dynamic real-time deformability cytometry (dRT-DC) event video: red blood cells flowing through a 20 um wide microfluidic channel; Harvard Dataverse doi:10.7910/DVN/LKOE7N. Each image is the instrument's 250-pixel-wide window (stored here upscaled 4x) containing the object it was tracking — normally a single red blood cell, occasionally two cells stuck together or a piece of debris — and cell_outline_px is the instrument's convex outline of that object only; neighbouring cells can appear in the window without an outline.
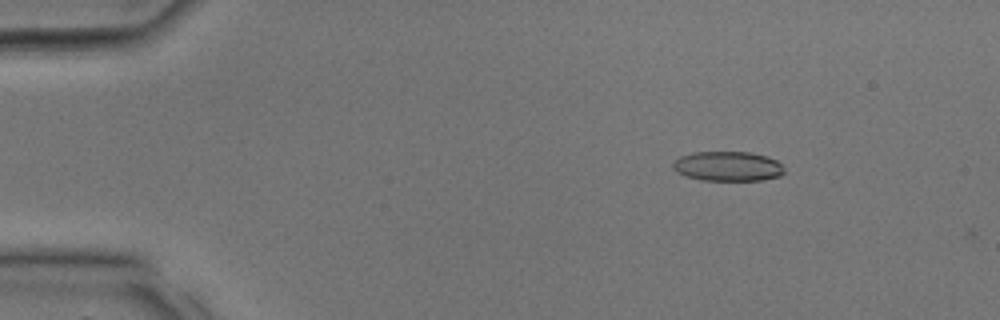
{"species": "common noctule bat (a hibernating species)", "species_latin": "Nyctalus noctula", "temperature_condition": "room temperature", "stored_images_in_passage": 19, "camera_frame_rate_fps": 3000, "um_per_image_px": 0.085, "animal": {"sex": "male", "body_mass_g": 17.9, "forearm_length_mm": 54.2}, "frame": {"image": 1, "passage_image": 4, "time_ms": 1.0, "image_size_px": [1000, 320], "cell_outline_px": [[784, 172], [780, 176], [764, 180], [700, 180], [676, 172], [672, 168], [672, 164], [680, 156], [692, 152], [748, 152], [764, 156], [776, 160], [784, 168]], "centroid_in_image_um": [61.85, 14.13], "position_along_channel_um": 23.2, "area_um2": 19.19}}
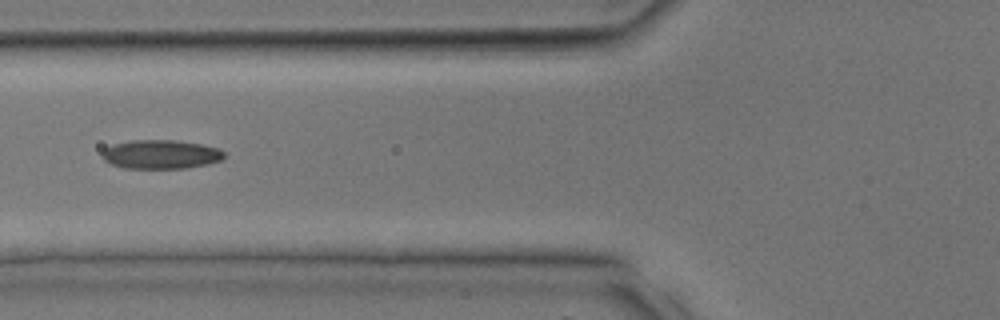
{"frame": {"image": 2, "passage_image": 12, "time_ms": 3.667, "image_size_px": [1000, 320], "cell_outline_px": [[224, 156], [220, 160], [208, 164], [188, 168], [124, 168], [112, 164], [104, 160], [104, 148], [112, 144], [128, 140], [176, 140], [200, 144], [220, 148], [224, 152]], "centroid_in_image_um": [13.68, 13.11], "position_along_channel_um": 112.1, "area_um2": 20.58}}
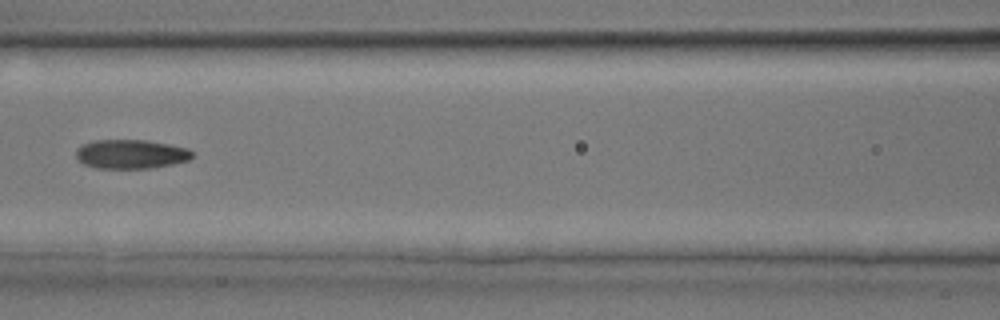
{"frame": {"image": 3, "passage_image": 14, "time_ms": 4.333, "image_size_px": [1000, 320], "cell_outline_px": [[192, 156], [188, 160], [172, 164], [152, 168], [96, 168], [84, 164], [76, 156], [76, 148], [80, 144], [96, 140], [144, 140], [168, 144], [188, 148], [192, 152]], "centroid_in_image_um": [11.1, 13.09], "position_along_channel_um": 155.5, "area_um2": 19.65}}